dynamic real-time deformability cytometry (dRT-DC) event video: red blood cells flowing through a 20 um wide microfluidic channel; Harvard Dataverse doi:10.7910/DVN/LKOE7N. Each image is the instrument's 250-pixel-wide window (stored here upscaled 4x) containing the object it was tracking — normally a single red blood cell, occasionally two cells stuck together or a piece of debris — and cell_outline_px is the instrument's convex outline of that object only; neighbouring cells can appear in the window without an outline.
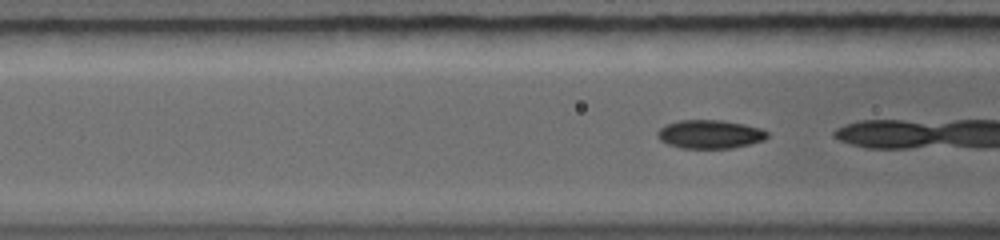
{"species": "common noctule bat (a hibernating species)", "species_latin": "Nyctalus noctula", "temperature_condition": "warm", "stored_images_in_passage": 35, "camera_frame_rate_fps": 5000, "um_per_image_px": 0.085, "animal": {"sex": "female", "body_mass_g": 19.0, "forearm_length_mm": 56.7}, "frame": {"image": 1, "passage_image": 5, "time_ms": 1.0, "image_size_px": [1000, 240], "cell_outline_px": [[768, 136], [764, 140], [732, 148], [680, 148], [668, 144], [660, 140], [656, 136], [656, 132], [664, 124], [680, 120], [720, 120], [744, 124], [760, 128], [768, 132]], "centroid_in_image_um": [60.3, 11.4], "position_along_channel_um": 106.3, "area_um2": 18.32}}